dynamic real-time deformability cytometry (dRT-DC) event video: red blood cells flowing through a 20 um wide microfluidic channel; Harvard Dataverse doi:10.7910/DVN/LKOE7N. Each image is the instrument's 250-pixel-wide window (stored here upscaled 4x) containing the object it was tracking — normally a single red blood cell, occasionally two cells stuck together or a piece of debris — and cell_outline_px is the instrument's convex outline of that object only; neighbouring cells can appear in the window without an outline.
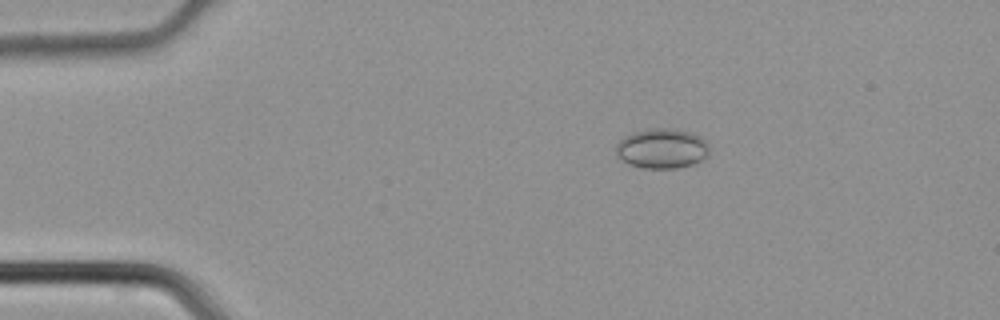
{"species": "common noctule bat (a hibernating species)", "species_latin": "Nyctalus noctula", "temperature_condition": "cold", "stored_images_in_passage": 41, "camera_frame_rate_fps": 3000, "um_per_image_px": 0.085, "animal": {"sex": "male", "body_mass_g": 21.5, "forearm_length_mm": 52.0}, "frame": {"image": 1, "passage_image": 4, "time_ms": 1.0, "image_size_px": [1000, 320], "cell_outline_px": [[708, 152], [700, 160], [692, 164], [680, 168], [644, 168], [628, 164], [616, 156], [616, 144], [624, 136], [632, 132], [652, 128], [676, 128], [700, 136], [708, 144]], "centroid_in_image_um": [56.22, 12.61], "position_along_channel_um": 28.8, "area_um2": 21.73}}
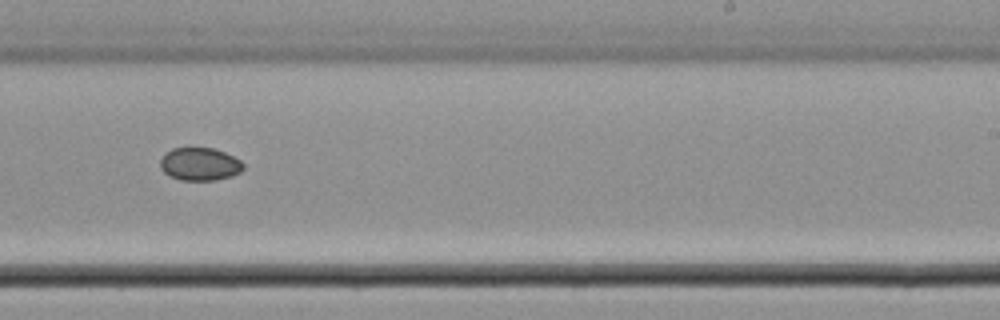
{"frame": {"image": 2, "passage_image": 24, "time_ms": 7.667, "image_size_px": [1000, 320], "cell_outline_px": [[244, 168], [240, 172], [232, 176], [212, 180], [180, 180], [164, 172], [160, 168], [160, 160], [164, 152], [172, 148], [212, 148], [224, 152], [240, 160], [244, 164]], "centroid_in_image_um": [16.96, 13.94], "position_along_channel_um": 272.0, "area_um2": 15.9}}
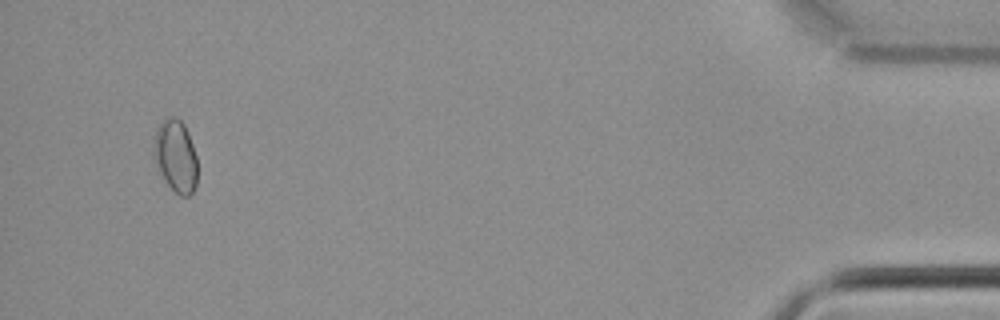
{"frame": {"image": 3, "passage_image": 39, "time_ms": 12.667, "image_size_px": [1000, 320], "cell_outline_px": [[196, 184], [192, 192], [188, 196], [180, 196], [164, 180], [152, 156], [152, 144], [156, 128], [164, 116], [172, 116], [180, 120], [184, 124], [188, 132], [196, 156]], "centroid_in_image_um": [14.88, 13.21], "position_along_channel_um": 420.3, "area_um2": 18.61}}